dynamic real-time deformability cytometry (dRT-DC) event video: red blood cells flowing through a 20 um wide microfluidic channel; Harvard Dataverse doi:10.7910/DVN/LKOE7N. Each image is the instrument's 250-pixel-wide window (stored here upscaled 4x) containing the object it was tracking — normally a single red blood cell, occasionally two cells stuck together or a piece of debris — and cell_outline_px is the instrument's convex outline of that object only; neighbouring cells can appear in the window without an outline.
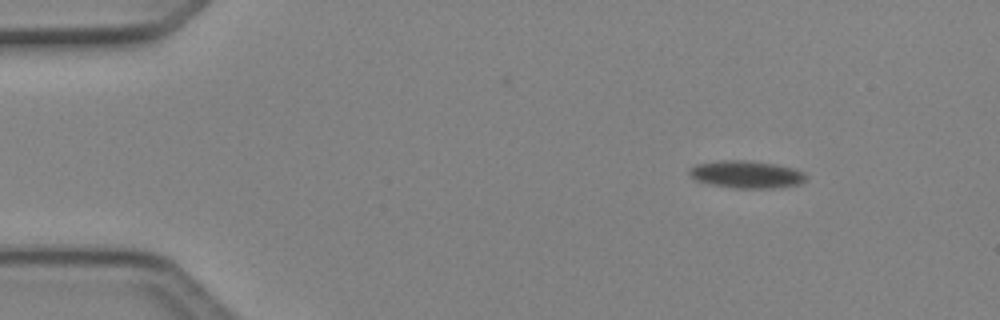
{"species": "Egyptian fruit bat (a non-hibernating species)", "species_latin": "Rousettus aegyptiacus", "temperature_condition": "cold", "stored_images_in_passage": 4, "camera_frame_rate_fps": 3000, "um_per_image_px": 0.085, "animal": {"sex": "female"}, "frame": {"image": 1, "passage_image": 1, "time_ms": 0.0, "image_size_px": [1000, 320], "cell_outline_px": [[808, 176], [800, 184], [772, 188], [736, 188], [712, 184], [696, 180], [688, 172], [688, 168], [696, 164], [720, 160], [744, 160], [776, 164], [792, 168], [804, 172]], "centroid_in_image_um": [63.45, 14.81], "position_along_channel_um": 21.6, "area_um2": 18.55}}